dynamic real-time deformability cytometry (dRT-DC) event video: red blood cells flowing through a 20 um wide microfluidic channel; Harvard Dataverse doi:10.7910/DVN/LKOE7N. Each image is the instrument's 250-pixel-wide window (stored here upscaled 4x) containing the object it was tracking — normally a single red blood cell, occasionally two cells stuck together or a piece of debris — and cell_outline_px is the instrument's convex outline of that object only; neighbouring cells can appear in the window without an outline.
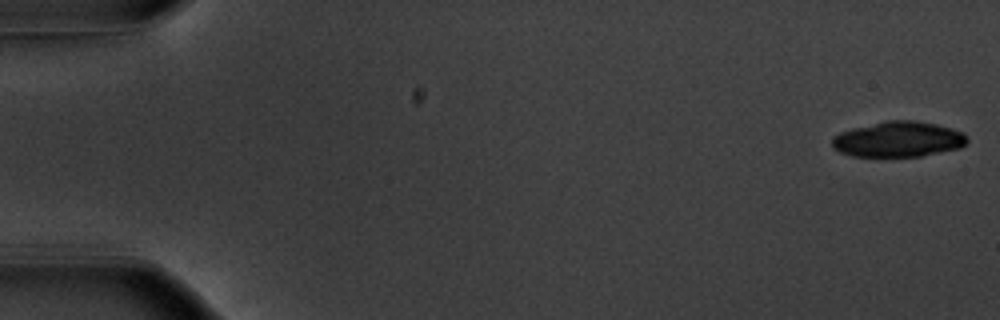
{"species": "common noctule bat (a hibernating species)", "species_latin": "Nyctalus noctula", "temperature_condition": "warm", "stored_images_in_passage": 15, "camera_frame_rate_fps": 3000, "um_per_image_px": 0.085, "animal": {"sex": "male", "body_mass_g": 20.1, "forearm_length_mm": 53.5}, "frame": {"image": 1, "passage_image": 1, "time_ms": 0.0, "image_size_px": [1000, 320], "cell_outline_px": [[968, 140], [960, 148], [920, 156], [852, 156], [840, 152], [832, 148], [832, 136], [840, 132], [852, 128], [884, 120], [916, 120], [936, 124], [964, 132], [968, 136]], "centroid_in_image_um": [76.34, 11.83], "position_along_channel_um": 8.7, "area_um2": 28.09}}
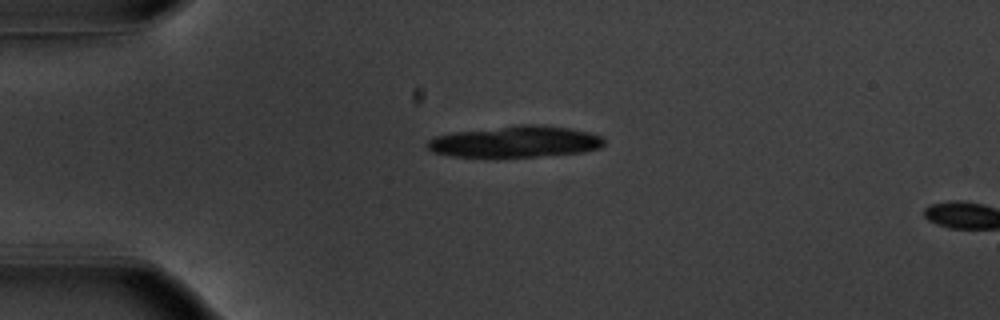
{"frame": {"image": 2, "passage_image": 13, "time_ms": 4.0, "image_size_px": [1000, 320], "cell_outline_px": [[604, 144], [600, 148], [584, 152], [536, 156], [452, 156], [432, 152], [428, 148], [428, 140], [436, 136], [452, 132], [520, 124], [540, 124], [572, 128], [592, 132], [604, 136]], "centroid_in_image_um": [43.87, 12.02], "position_along_channel_um": 41.1, "area_um2": 32.43}}